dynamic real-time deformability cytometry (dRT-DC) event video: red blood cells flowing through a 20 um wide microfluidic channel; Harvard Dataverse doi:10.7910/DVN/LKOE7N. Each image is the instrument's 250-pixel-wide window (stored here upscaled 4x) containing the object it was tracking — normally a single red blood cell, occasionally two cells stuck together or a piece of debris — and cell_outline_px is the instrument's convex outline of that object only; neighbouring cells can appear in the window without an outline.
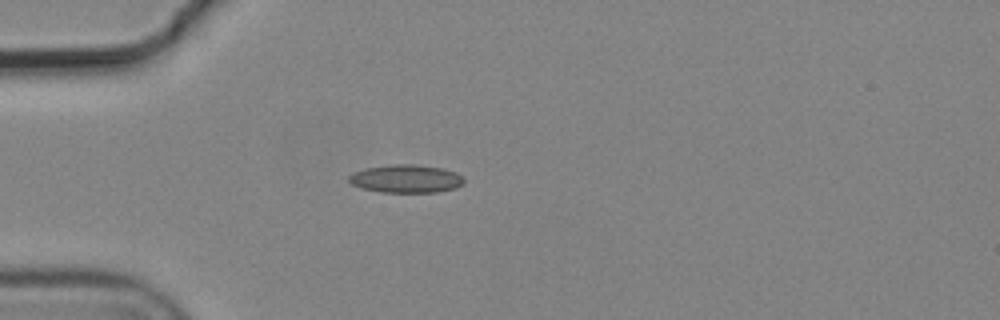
{"species": "common noctule bat (a hibernating species)", "species_latin": "Nyctalus noctula", "temperature_condition": "cold", "stored_images_in_passage": 2, "camera_frame_rate_fps": 3000, "um_per_image_px": 0.085, "animal": {"sex": "male", "body_mass_g": 19.2, "forearm_length_mm": 51.8}, "frame": {"image": 1, "passage_image": 1, "time_ms": 0.0, "image_size_px": [1000, 320], "cell_outline_px": [[464, 184], [456, 188], [436, 192], [380, 192], [360, 188], [352, 184], [348, 180], [348, 176], [352, 172], [364, 168], [392, 164], [416, 164], [444, 168], [456, 172], [464, 180]], "centroid_in_image_um": [34.49, 15.18], "position_along_channel_um": 50.5, "area_um2": 19.07}}